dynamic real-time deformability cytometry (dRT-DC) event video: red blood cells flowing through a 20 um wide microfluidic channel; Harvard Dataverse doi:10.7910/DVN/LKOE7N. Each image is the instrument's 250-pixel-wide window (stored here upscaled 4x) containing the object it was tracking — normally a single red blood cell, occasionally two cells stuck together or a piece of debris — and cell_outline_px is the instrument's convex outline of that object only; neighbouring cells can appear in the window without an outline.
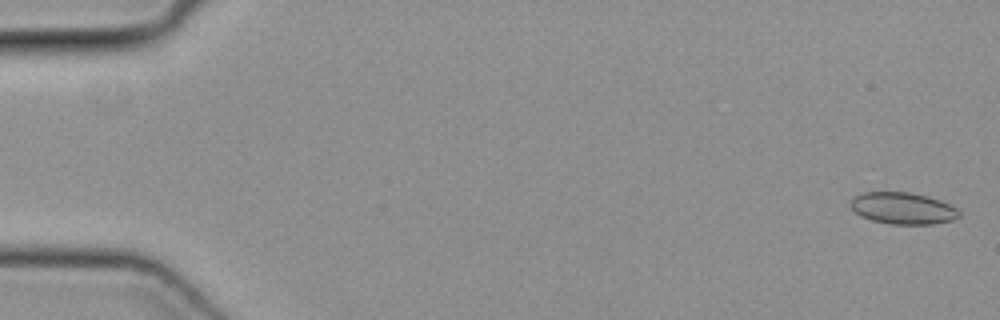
{"species": "common noctule bat (a hibernating species)", "species_latin": "Nyctalus noctula", "temperature_condition": "cold", "stored_images_in_passage": 9, "camera_frame_rate_fps": 3000, "um_per_image_px": 0.085, "animal": {"sex": "female", "body_mass_g": 19.3, "forearm_length_mm": 54.1}, "frame": {"image": 1, "passage_image": 2, "time_ms": 0.333, "image_size_px": [1000, 320], "cell_outline_px": [[960, 216], [952, 220], [932, 224], [892, 224], [872, 220], [860, 216], [852, 208], [852, 196], [864, 192], [908, 192], [928, 196], [940, 200], [956, 208], [960, 212]], "centroid_in_image_um": [76.75, 17.7], "position_along_channel_um": 8.3, "area_um2": 19.94}}